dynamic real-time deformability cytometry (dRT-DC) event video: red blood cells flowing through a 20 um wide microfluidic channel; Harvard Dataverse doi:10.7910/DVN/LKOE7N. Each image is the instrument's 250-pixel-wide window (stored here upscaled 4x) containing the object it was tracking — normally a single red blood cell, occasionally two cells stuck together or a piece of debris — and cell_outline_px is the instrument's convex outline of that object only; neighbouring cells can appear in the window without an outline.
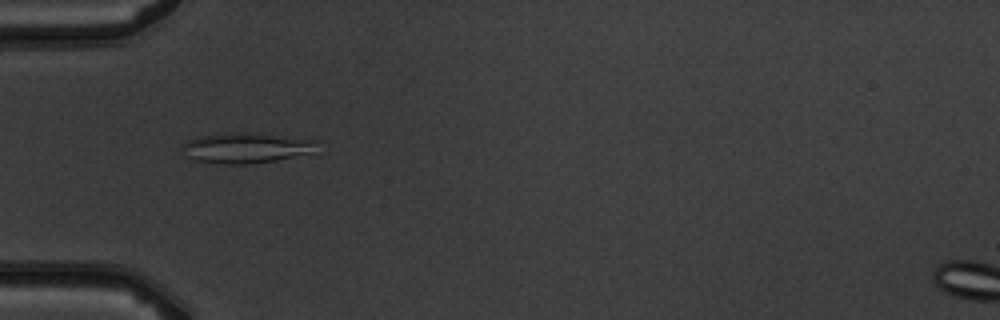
{"species": "common noctule bat (a hibernating species)", "species_latin": "Nyctalus noctula", "temperature_condition": "warm", "stored_images_in_passage": 7, "camera_frame_rate_fps": 3000, "um_per_image_px": 0.085, "animal": {"sex": "male", "body_mass_g": 19.5, "forearm_length_mm": 54.6}, "frame": {"image": 1, "passage_image": 5, "time_ms": 5.333, "image_size_px": [1000, 320], "cell_outline_px": [[316, 140], [312, 152], [276, 160], [248, 164], [224, 164], [196, 160], [184, 156], [180, 148], [188, 140], [200, 136], [224, 132], [252, 132]], "centroid_in_image_um": [20.82, 12.56], "position_along_channel_um": 64.2, "area_um2": 23.76}}